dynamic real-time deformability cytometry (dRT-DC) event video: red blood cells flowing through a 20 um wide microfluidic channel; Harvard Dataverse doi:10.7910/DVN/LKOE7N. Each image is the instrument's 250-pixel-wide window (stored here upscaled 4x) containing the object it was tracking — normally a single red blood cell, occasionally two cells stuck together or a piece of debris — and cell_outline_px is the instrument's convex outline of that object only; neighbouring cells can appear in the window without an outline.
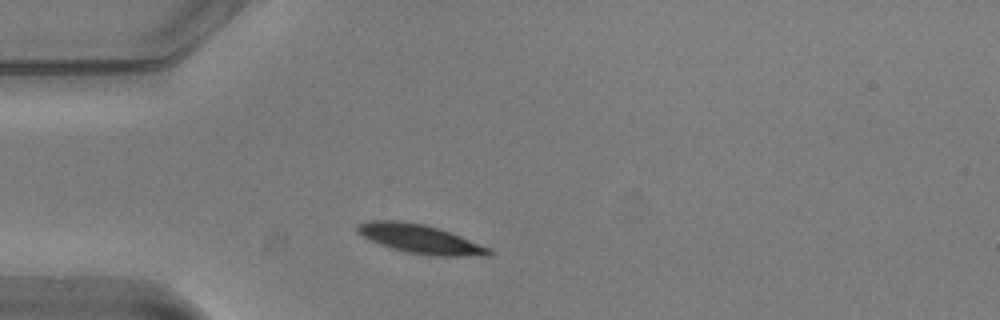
{"species": "common noctule bat (a hibernating species)", "species_latin": "Nyctalus noctula", "temperature_condition": "warm", "stored_images_in_passage": 45, "camera_frame_rate_fps": 3000, "um_per_image_px": 0.085, "animal": {"sex": "male", "body_mass_g": 20.5, "forearm_length_mm": 52.5}, "frame": {"image": 1, "passage_image": 5, "time_ms": 1.333, "image_size_px": [1000, 320], "cell_outline_px": [[492, 256], [432, 256], [408, 252], [392, 248], [380, 244], [356, 232], [356, 224], [368, 220], [400, 220], [424, 224], [440, 228], [460, 236], [488, 248], [492, 252]], "centroid_in_image_um": [35.68, 20.3], "position_along_channel_um": 49.3, "area_um2": 22.08}}
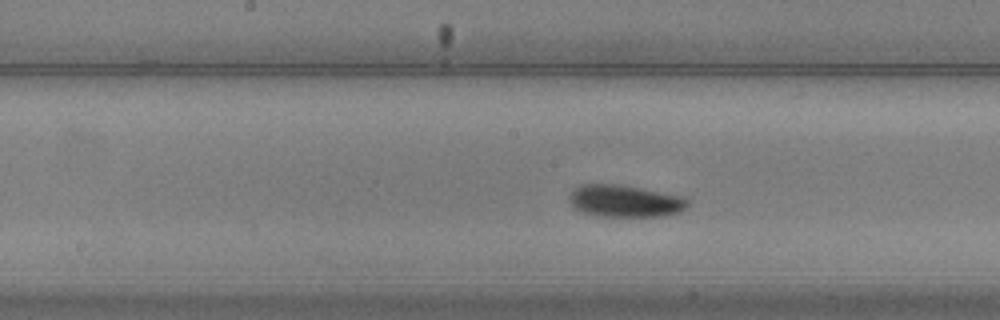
{"frame": {"image": 2, "passage_image": 18, "time_ms": 5.667, "image_size_px": [1000, 320], "cell_outline_px": [[688, 204], [680, 212], [664, 216], [596, 216], [580, 212], [572, 208], [568, 200], [568, 196], [580, 184], [624, 184], [684, 196], [688, 200]], "centroid_in_image_um": [53.09, 17.08], "position_along_channel_um": 195.1, "area_um2": 22.6}}
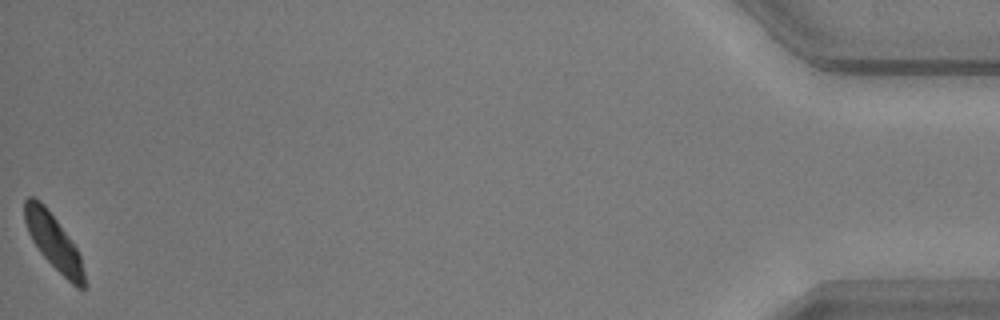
{"frame": {"image": 3, "passage_image": 45, "time_ms": 14.667, "image_size_px": [1000, 320], "cell_outline_px": [[88, 284], [84, 288], [76, 288], [40, 252], [32, 240], [28, 232], [24, 220], [24, 200], [28, 196], [32, 196], [40, 200], [44, 204], [68, 236], [76, 248], [80, 256]], "centroid_in_image_um": [4.56, 20.56], "position_along_channel_um": 430.6, "area_um2": 19.02}, "authors_computed_cell_mechanics": {"area_um2": 20.8658, "velocity_mm_per_s": 3.6749, "shape_relaxation_time_tau1_ms": 2.4409, "shape_relaxation_time_tau2_ms": null, "deformation_change_tau1": 0.1221, "deformation_change_tau2": null}}